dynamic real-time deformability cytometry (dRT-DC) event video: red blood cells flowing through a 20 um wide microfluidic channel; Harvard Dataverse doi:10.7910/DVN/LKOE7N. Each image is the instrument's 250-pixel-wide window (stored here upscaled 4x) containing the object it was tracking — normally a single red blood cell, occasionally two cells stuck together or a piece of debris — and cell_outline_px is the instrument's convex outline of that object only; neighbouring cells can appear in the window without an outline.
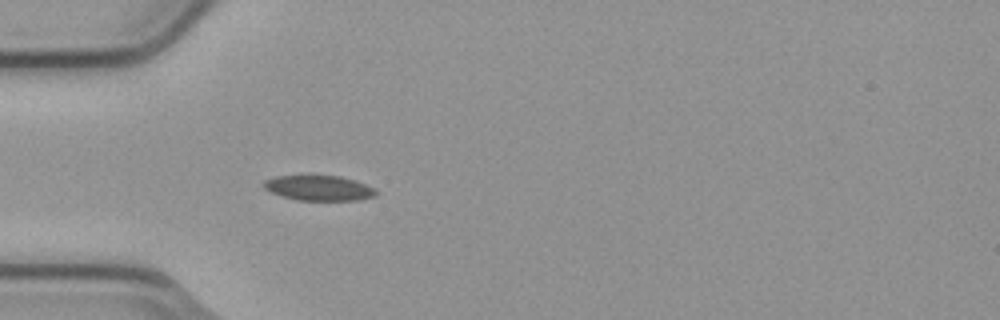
{"species": "common noctule bat (a hibernating species)", "species_latin": "Nyctalus noctula", "temperature_condition": "cold", "stored_images_in_passage": 4, "camera_frame_rate_fps": 3000, "um_per_image_px": 0.085, "animal": {"sex": "male", "body_mass_g": 23.1, "forearm_length_mm": 52.7}, "frame": {"image": 1, "passage_image": 4, "time_ms": 1.0, "image_size_px": [1000, 320], "cell_outline_px": [[376, 196], [360, 200], [296, 200], [280, 196], [264, 188], [260, 184], [264, 180], [276, 176], [308, 172], [340, 176], [356, 180], [376, 188]], "centroid_in_image_um": [27.06, 15.92], "position_along_channel_um": 57.9, "area_um2": 17.51}}